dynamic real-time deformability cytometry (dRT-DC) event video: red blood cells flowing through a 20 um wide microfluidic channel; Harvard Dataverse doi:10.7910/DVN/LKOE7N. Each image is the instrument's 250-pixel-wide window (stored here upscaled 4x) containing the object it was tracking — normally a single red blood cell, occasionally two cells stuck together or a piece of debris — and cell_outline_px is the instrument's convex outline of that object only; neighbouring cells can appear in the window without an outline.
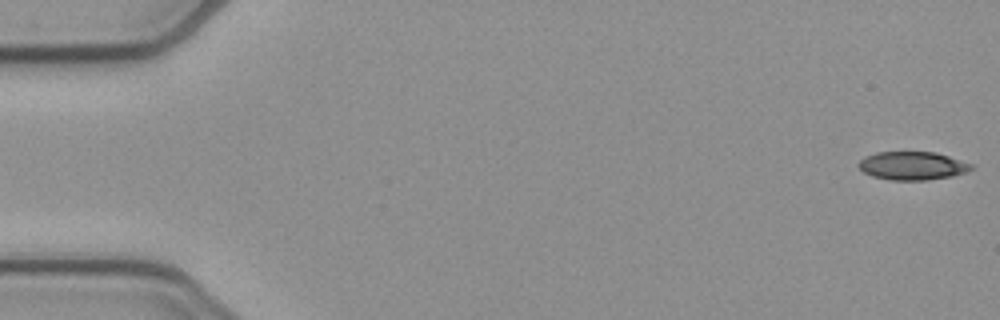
{"species": "common noctule bat (a hibernating species)", "species_latin": "Nyctalus noctula", "temperature_condition": "cold", "stored_images_in_passage": 53, "camera_frame_rate_fps": 3000, "um_per_image_px": 0.085, "animal": {"sex": "female", "body_mass_g": 21.9}, "frame": {"image": 1, "passage_image": 1, "time_ms": 0.0, "image_size_px": [1000, 320], "cell_outline_px": [[976, 164], [972, 168], [964, 172], [952, 176], [928, 180], [888, 180], [872, 176], [864, 172], [856, 164], [864, 156], [876, 152], [936, 152]], "centroid_in_image_um": [77.56, 14.08], "position_along_channel_um": 7.4, "area_um2": 18.79}}
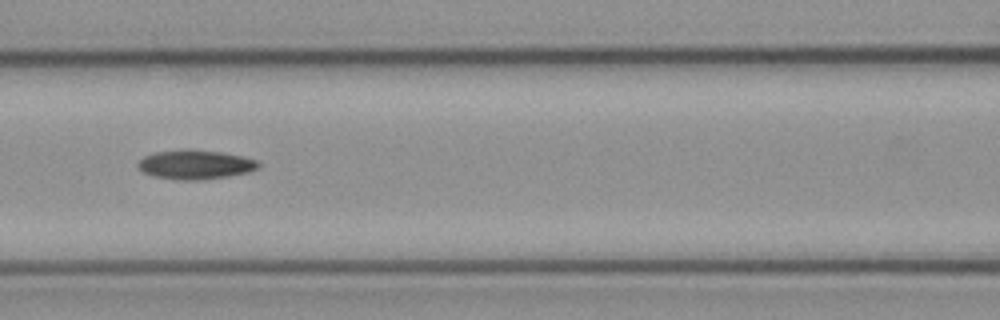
{"frame": {"image": 2, "passage_image": 23, "time_ms": 7.333, "image_size_px": [1000, 320], "cell_outline_px": [[260, 168], [248, 172], [228, 176], [200, 180], [180, 180], [152, 176], [136, 168], [136, 164], [144, 156], [152, 152], [188, 148], [220, 152], [244, 156], [256, 160], [260, 164]], "centroid_in_image_um": [16.57, 13.98], "position_along_channel_um": 150.0, "area_um2": 20.87}}
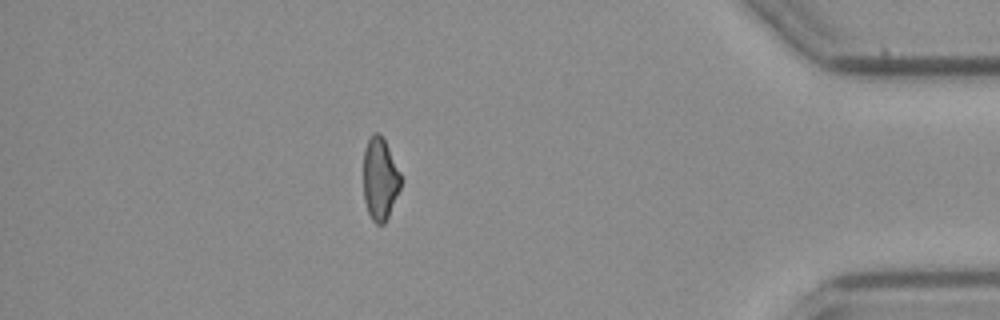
{"frame": {"image": 3, "passage_image": 46, "time_ms": 15.0, "image_size_px": [1000, 320], "cell_outline_px": [[400, 188], [388, 216], [384, 224], [376, 224], [372, 220], [368, 212], [364, 200], [364, 148], [372, 132], [380, 132], [400, 172]], "centroid_in_image_um": [32.28, 15.19], "position_along_channel_um": 402.9, "area_um2": 17.74}}